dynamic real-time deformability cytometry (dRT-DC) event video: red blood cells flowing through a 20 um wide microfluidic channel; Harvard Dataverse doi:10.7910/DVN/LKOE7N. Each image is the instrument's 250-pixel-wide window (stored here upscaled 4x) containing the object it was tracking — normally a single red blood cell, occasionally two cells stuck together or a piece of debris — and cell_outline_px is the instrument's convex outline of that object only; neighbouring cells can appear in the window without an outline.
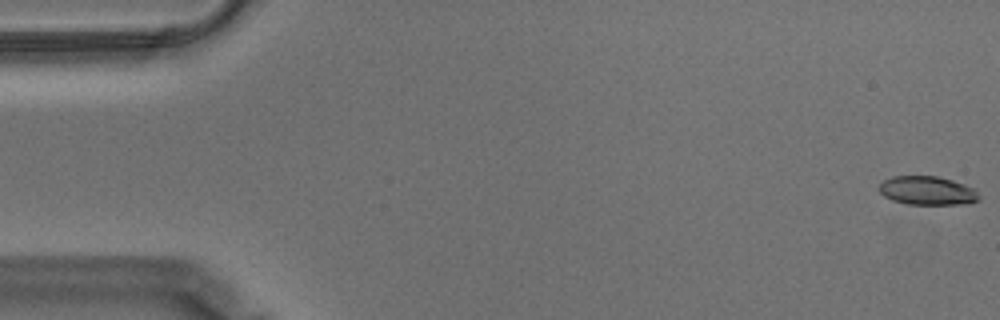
{"species": "Egyptian fruit bat (a non-hibernating species)", "species_latin": "Rousettus aegyptiacus", "temperature_condition": "warm", "stored_images_in_passage": 57, "camera_frame_rate_fps": 3000, "um_per_image_px": 0.085, "animal": {"sex": "male"}, "frame": {"image": 1, "passage_image": 1, "time_ms": 0.0, "image_size_px": [1000, 320], "cell_outline_px": [[980, 200], [968, 204], [908, 204], [892, 200], [884, 196], [876, 188], [884, 180], [892, 176], [936, 176], [952, 180], [976, 188], [980, 196]], "centroid_in_image_um": [78.85, 16.2], "position_along_channel_um": 6.2, "area_um2": 16.94}}
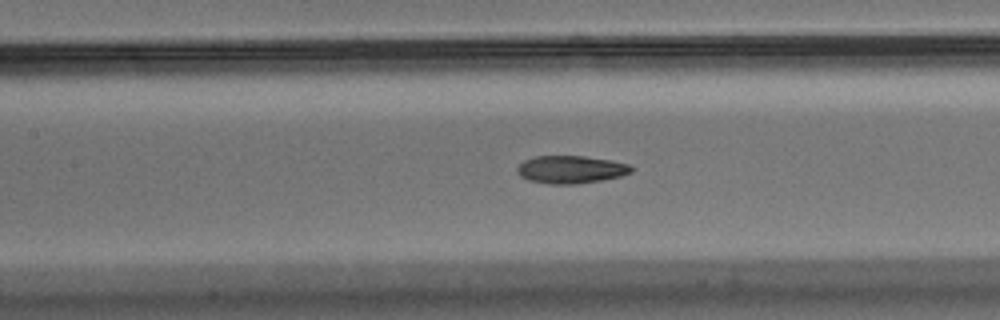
{"frame": {"image": 2, "passage_image": 26, "time_ms": 8.333, "image_size_px": [1000, 320], "cell_outline_px": [[632, 172], [620, 176], [600, 180], [576, 184], [548, 184], [528, 180], [520, 176], [516, 172], [516, 168], [524, 160], [536, 156], [584, 156], [612, 160], [628, 164], [632, 168]], "centroid_in_image_um": [48.49, 14.41], "position_along_channel_um": 158.9, "area_um2": 18.44}}
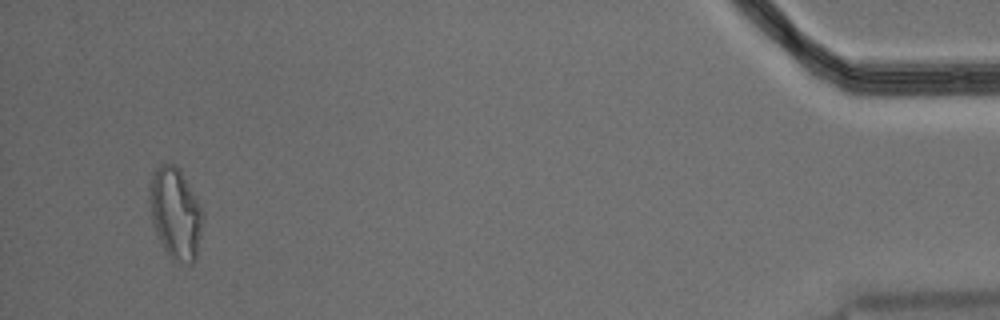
{"frame": {"image": 3, "passage_image": 55, "time_ms": 18.0, "image_size_px": [1000, 320], "cell_outline_px": [[204, 220], [196, 260], [192, 264], [188, 264], [172, 260], [168, 256], [152, 224], [148, 188], [152, 172], [160, 164], [176, 164], [180, 168], [204, 216]], "centroid_in_image_um": [14.9, 18.15], "position_along_channel_um": 420.3, "area_um2": 28.55}, "authors_computed_cell_mechanics": {"area_um2": 18.4382, "velocity_mm_per_s": 3.5211, "shape_relaxation_time_tau1_ms": null, "shape_relaxation_time_tau2_ms": 1.8543, "deformation_change_tau1": null, "deformation_change_tau2": 0.0859}}